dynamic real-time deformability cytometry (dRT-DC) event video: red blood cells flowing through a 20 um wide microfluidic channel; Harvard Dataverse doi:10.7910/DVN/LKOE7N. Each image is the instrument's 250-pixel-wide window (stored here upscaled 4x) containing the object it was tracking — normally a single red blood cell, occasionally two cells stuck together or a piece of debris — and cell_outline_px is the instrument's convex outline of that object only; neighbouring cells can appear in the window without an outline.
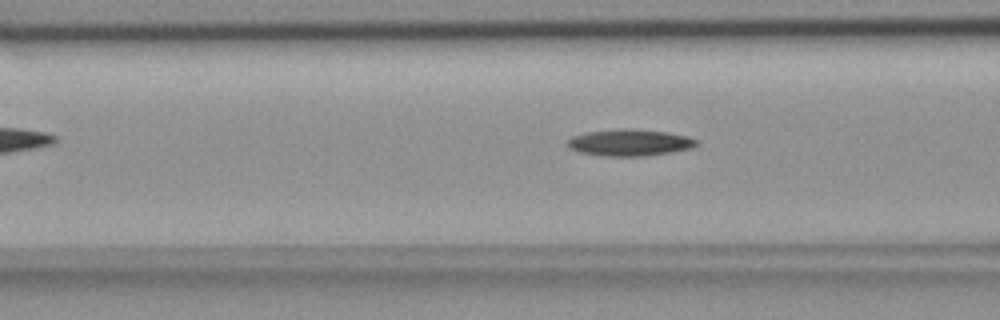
{"species": "common noctule bat (a hibernating species)", "species_latin": "Nyctalus noctula", "temperature_condition": "room temperature", "stored_images_in_passage": 32, "camera_frame_rate_fps": 3000, "um_per_image_px": 0.085, "animal": {"sex": "female", "body_mass_g": 18.4}, "frame": {"image": 1, "passage_image": 4, "time_ms": 1.0, "image_size_px": [1000, 320], "cell_outline_px": [[700, 144], [692, 148], [672, 152], [644, 156], [600, 156], [580, 152], [568, 148], [568, 140], [572, 136], [588, 132], [624, 128], [668, 132], [688, 136], [696, 140]], "centroid_in_image_um": [53.54, 12.13], "position_along_channel_um": 113.1, "area_um2": 20.06}}
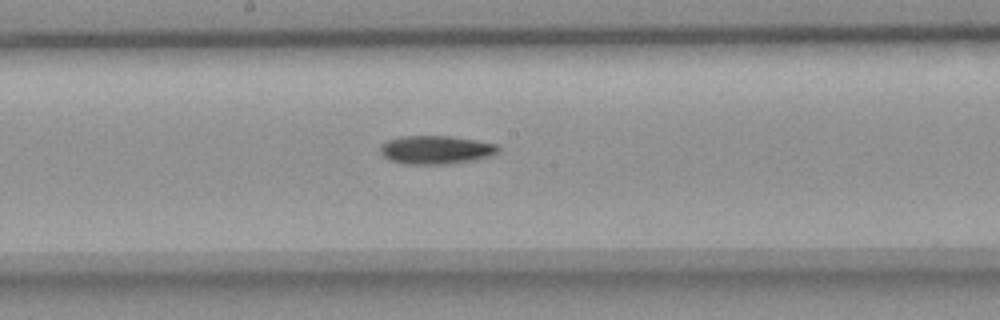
{"frame": {"image": 2, "passage_image": 12, "time_ms": 3.667, "image_size_px": [1000, 320], "cell_outline_px": [[500, 148], [492, 156], [476, 160], [448, 164], [404, 164], [388, 160], [380, 152], [380, 144], [388, 140], [400, 136], [452, 136], [476, 140], [496, 144]], "centroid_in_image_um": [37.04, 12.74], "position_along_channel_um": 211.2, "area_um2": 19.77}}
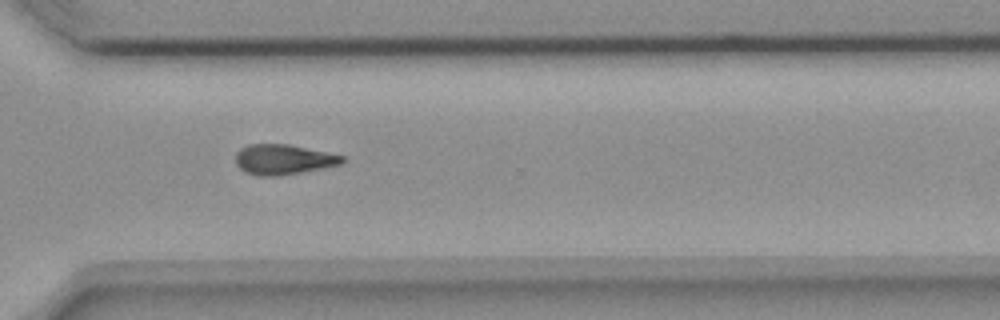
{"frame": {"image": 3, "passage_image": 23, "time_ms": 7.333, "image_size_px": [1000, 320], "cell_outline_px": [[344, 160], [340, 164], [324, 168], [280, 176], [256, 176], [244, 172], [236, 164], [236, 152], [240, 148], [248, 144], [288, 144], [344, 156]], "centroid_in_image_um": [24.04, 13.56], "position_along_channel_um": 346.6, "area_um2": 18.79}}